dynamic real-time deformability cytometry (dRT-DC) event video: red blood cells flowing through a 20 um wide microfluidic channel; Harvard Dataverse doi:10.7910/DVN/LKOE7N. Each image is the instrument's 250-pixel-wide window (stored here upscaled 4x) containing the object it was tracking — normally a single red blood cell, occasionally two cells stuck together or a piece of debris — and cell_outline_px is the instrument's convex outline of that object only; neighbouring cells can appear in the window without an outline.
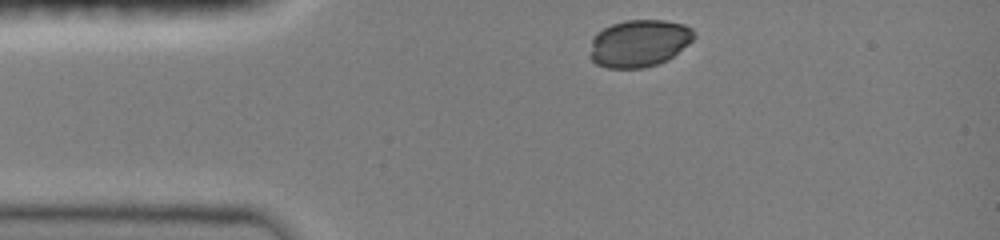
{"species": "common noctule bat (a hibernating species)", "species_latin": "Nyctalus noctula", "temperature_condition": "room temperature", "stored_images_in_passage": 26, "camera_frame_rate_fps": 3000, "um_per_image_px": 0.085, "animal": {"sex": "female", "body_mass_g": 19.0, "forearm_length_mm": 51.5}, "frame": {"image": 1, "passage_image": 1, "time_ms": 0.0, "image_size_px": [1000, 240], "cell_outline_px": [[696, 36], [688, 44], [668, 60], [644, 68], [608, 68], [596, 64], [588, 56], [592, 36], [596, 32], [612, 24], [624, 20], [664, 20], [684, 24], [692, 28], [696, 32]], "centroid_in_image_um": [54.3, 3.67], "position_along_channel_um": 30.7, "area_um2": 29.02}}
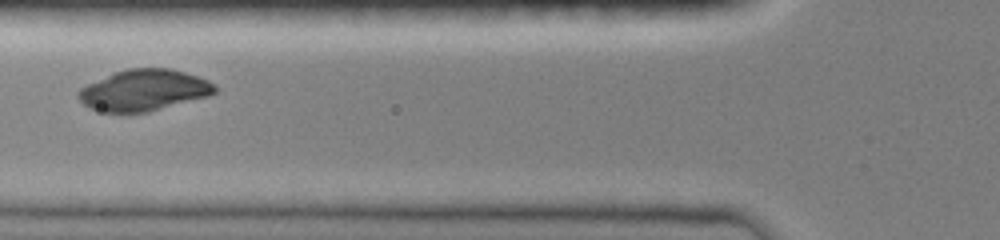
{"frame": {"image": 2, "passage_image": 11, "time_ms": 3.0, "image_size_px": [1000, 240], "cell_outline_px": [[216, 92], [208, 96], [148, 112], [104, 112], [88, 108], [76, 96], [76, 92], [80, 88], [88, 84], [116, 72], [128, 68], [168, 68], [184, 72], [208, 80], [216, 84]], "centroid_in_image_um": [12.22, 7.67], "position_along_channel_um": 113.6, "area_um2": 32.6}}
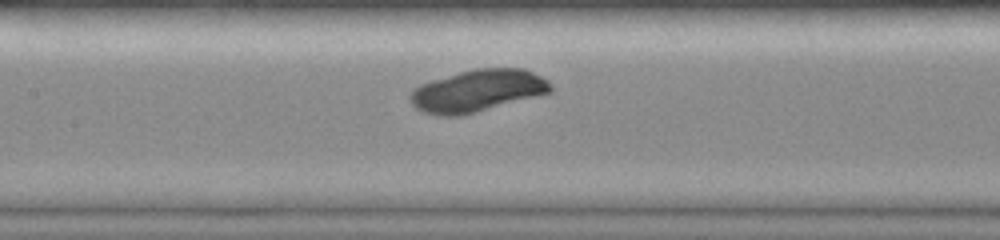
{"frame": {"image": 3, "passage_image": 16, "time_ms": 4.333, "image_size_px": [1000, 240], "cell_outline_px": [[552, 92], [476, 112], [460, 116], [440, 116], [424, 112], [416, 108], [412, 104], [408, 96], [412, 88], [420, 84], [432, 80], [460, 72], [476, 68], [524, 68], [548, 80], [552, 84]], "centroid_in_image_um": [40.57, 7.71], "position_along_channel_um": 166.8, "area_um2": 34.45}}